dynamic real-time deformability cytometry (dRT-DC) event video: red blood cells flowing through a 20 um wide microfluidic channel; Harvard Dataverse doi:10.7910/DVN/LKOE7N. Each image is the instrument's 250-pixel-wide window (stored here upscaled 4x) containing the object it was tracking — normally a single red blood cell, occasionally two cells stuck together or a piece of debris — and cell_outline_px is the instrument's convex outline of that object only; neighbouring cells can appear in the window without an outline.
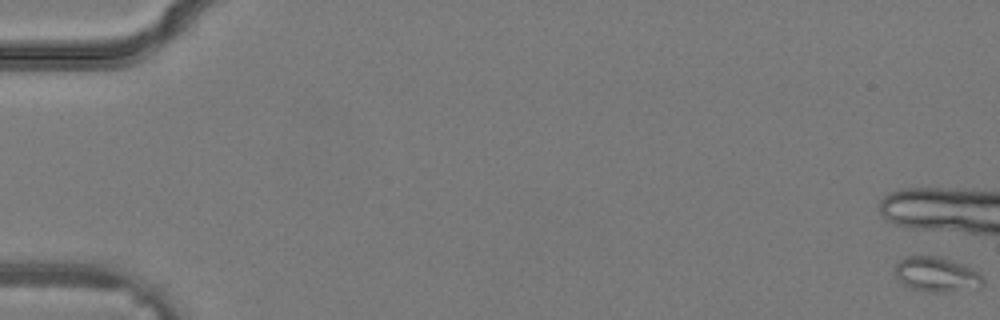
{"species": "common noctule bat (a hibernating species)", "species_latin": "Nyctalus noctula", "temperature_condition": "warm", "stored_images_in_passage": 4, "camera_frame_rate_fps": 3000, "um_per_image_px": 0.085, "animal": {"sex": "male", "body_mass_g": 19.2, "forearm_length_mm": 51.8}, "frame": {"image": 1, "passage_image": 1, "time_ms": 0.0, "image_size_px": [1000, 320], "cell_outline_px": [[984, 284], [976, 288], [944, 292], [932, 292], [912, 288], [904, 284], [896, 276], [896, 264], [900, 260], [908, 256], [940, 256], [964, 264], [980, 272], [984, 280]], "centroid_in_image_um": [79.66, 23.31], "position_along_channel_um": 5.3, "area_um2": 17.8}}